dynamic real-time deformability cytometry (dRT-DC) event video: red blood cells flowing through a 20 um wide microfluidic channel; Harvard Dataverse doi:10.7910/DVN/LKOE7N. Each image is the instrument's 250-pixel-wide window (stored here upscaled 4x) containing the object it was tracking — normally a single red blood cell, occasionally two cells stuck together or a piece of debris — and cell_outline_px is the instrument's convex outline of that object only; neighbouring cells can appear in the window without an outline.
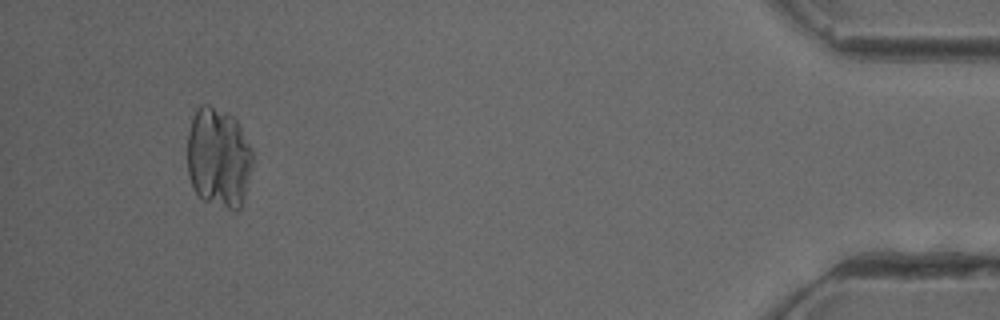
{"species": "common noctule bat (a hibernating species)", "species_latin": "Nyctalus noctula", "temperature_condition": "cold", "stored_images_in_passage": 45, "camera_frame_rate_fps": 3000, "um_per_image_px": 0.085, "animal": {"sex": "female"}, "frame": {"image": 1, "passage_image": 42, "time_ms": 13.667, "image_size_px": [1000, 320], "cell_outline_px": [[252, 164], [244, 196], [240, 208], [236, 212], [204, 200], [192, 188], [188, 176], [188, 132], [196, 108], [200, 104], [208, 104], [228, 112], [236, 120], [252, 152]], "centroid_in_image_um": [18.55, 13.4], "position_along_channel_um": 416.6, "area_um2": 37.97}}